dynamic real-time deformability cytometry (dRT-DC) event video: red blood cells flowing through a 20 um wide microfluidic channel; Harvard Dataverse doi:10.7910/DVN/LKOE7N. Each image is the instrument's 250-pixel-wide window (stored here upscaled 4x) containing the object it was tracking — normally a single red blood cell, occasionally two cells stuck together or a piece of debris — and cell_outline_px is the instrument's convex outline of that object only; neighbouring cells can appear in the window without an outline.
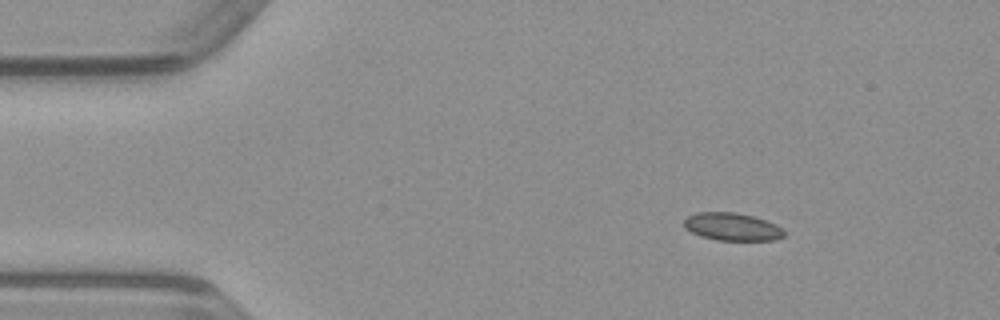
{"species": "common noctule bat (a hibernating species)", "species_latin": "Nyctalus noctula", "temperature_condition": "warm", "stored_images_in_passage": 44, "camera_frame_rate_fps": 3000, "um_per_image_px": 0.085, "animal": {"sex": "male", "body_mass_g": 23.1, "forearm_length_mm": 52.7}, "frame": {"image": 1, "passage_image": 1, "time_ms": 0.0, "image_size_px": [1000, 320], "cell_outline_px": [[784, 236], [776, 240], [716, 240], [700, 236], [684, 228], [684, 220], [688, 216], [696, 212], [736, 212], [752, 216], [776, 224], [784, 232]], "centroid_in_image_um": [62.2, 19.27], "position_along_channel_um": 22.8, "area_um2": 16.13}}
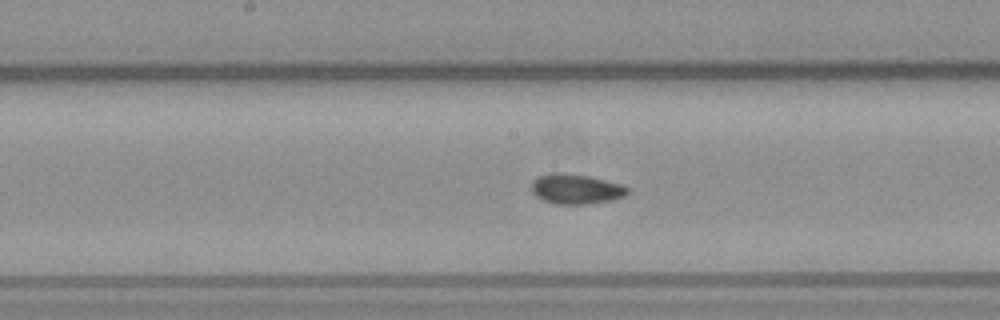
{"frame": {"image": 2, "passage_image": 19, "time_ms": 6.0, "image_size_px": [1000, 320], "cell_outline_px": [[628, 192], [624, 196], [612, 200], [584, 204], [556, 204], [544, 200], [536, 196], [532, 192], [532, 180], [540, 176], [552, 172], [556, 172], [588, 176], [620, 184], [628, 188]], "centroid_in_image_um": [48.93, 16.07], "position_along_channel_um": 199.3, "area_um2": 16.53}}
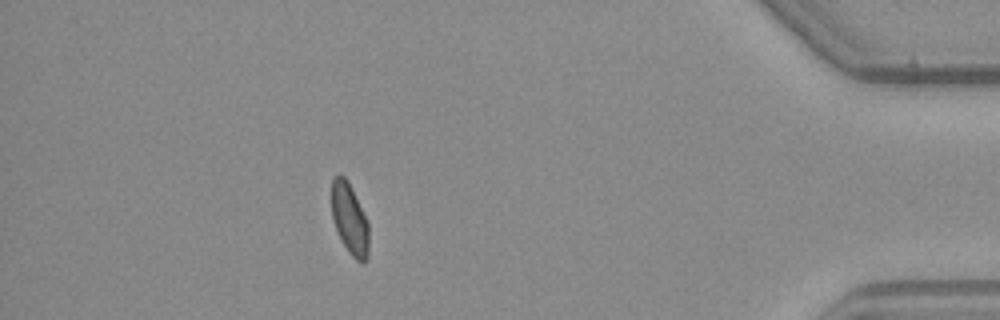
{"frame": {"image": 3, "passage_image": 38, "time_ms": 12.333, "image_size_px": [1000, 320], "cell_outline_px": [[368, 260], [356, 260], [348, 252], [336, 228], [332, 216], [332, 176], [340, 172], [348, 180], [368, 220]], "centroid_in_image_um": [29.72, 18.54], "position_along_channel_um": 405.5, "area_um2": 15.43}}